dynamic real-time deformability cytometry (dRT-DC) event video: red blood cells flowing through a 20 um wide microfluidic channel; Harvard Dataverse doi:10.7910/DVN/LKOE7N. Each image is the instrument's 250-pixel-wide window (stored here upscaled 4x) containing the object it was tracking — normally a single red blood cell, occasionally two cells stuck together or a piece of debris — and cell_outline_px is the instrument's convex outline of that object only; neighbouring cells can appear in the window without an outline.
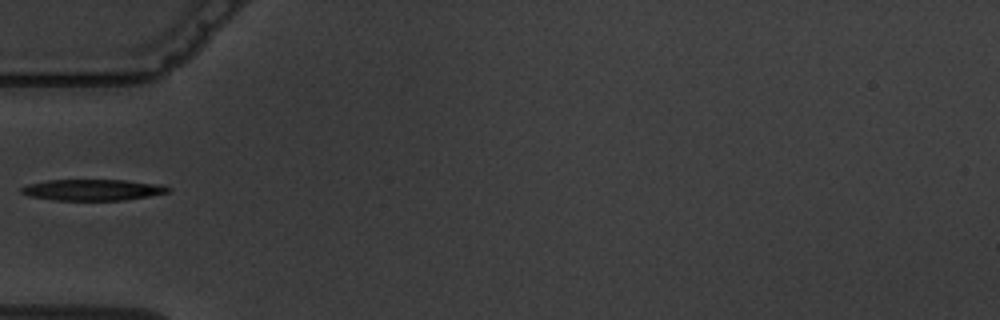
{"species": "common noctule bat (a hibernating species)", "species_latin": "Nyctalus noctula", "temperature_condition": "warm", "stored_images_in_passage": 1, "camera_frame_rate_fps": 3000, "um_per_image_px": 0.085, "animal": {"sex": "male", "body_mass_g": 19.5, "forearm_length_mm": 54.6}, "frame": {"image": 1, "passage_image": 1, "time_ms": 0.0, "image_size_px": [1000, 320], "cell_outline_px": [[172, 188], [168, 192], [148, 196], [124, 200], [56, 200], [28, 196], [20, 192], [20, 188], [28, 184], [48, 180], [124, 180], [160, 184]], "centroid_in_image_um": [7.86, 16.13], "position_along_channel_um": 77.1, "area_um2": 18.03}}